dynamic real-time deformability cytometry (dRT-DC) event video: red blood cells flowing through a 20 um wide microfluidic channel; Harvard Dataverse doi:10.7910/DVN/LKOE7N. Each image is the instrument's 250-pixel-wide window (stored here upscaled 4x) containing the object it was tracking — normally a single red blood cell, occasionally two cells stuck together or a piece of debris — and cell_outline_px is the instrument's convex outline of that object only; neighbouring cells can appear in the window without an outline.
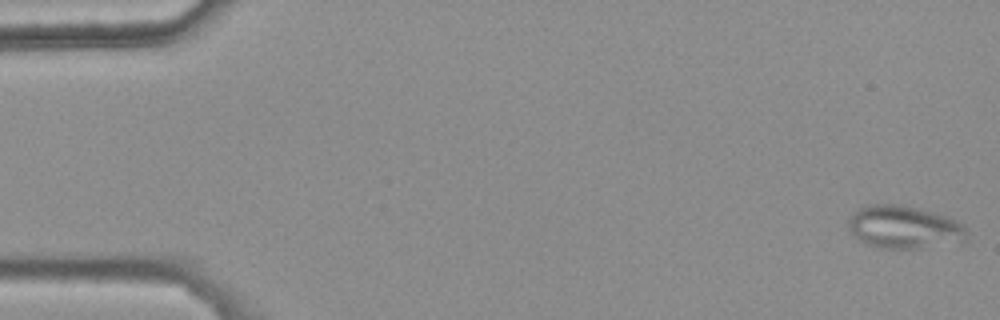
{"species": "common noctule bat (a hibernating species)", "species_latin": "Nyctalus noctula", "temperature_condition": "warm", "stored_images_in_passage": 46, "camera_frame_rate_fps": 3000, "um_per_image_px": 0.085, "animal": {"sex": "female", "body_mass_g": 25.1}, "frame": {"image": 1, "passage_image": 1, "time_ms": 0.0, "image_size_px": [1000, 320], "cell_outline_px": [[968, 240], [920, 248], [880, 248], [868, 244], [852, 236], [848, 232], [848, 220], [860, 208], [872, 204], [896, 204], [920, 208], [948, 216], [964, 224], [968, 232]], "centroid_in_image_um": [76.87, 19.31], "position_along_channel_um": 8.1, "area_um2": 29.71}}
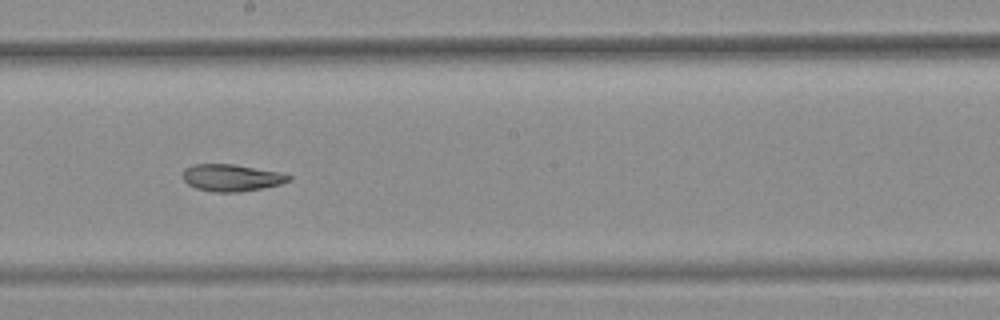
{"frame": {"image": 2, "passage_image": 30, "time_ms": 9.667, "image_size_px": [1000, 320], "cell_outline_px": [[292, 180], [280, 184], [240, 192], [212, 192], [196, 188], [188, 184], [180, 176], [184, 168], [192, 164], [232, 164], [280, 172], [292, 176]], "centroid_in_image_um": [19.64, 15.1], "position_along_channel_um": 228.6, "area_um2": 16.76}}
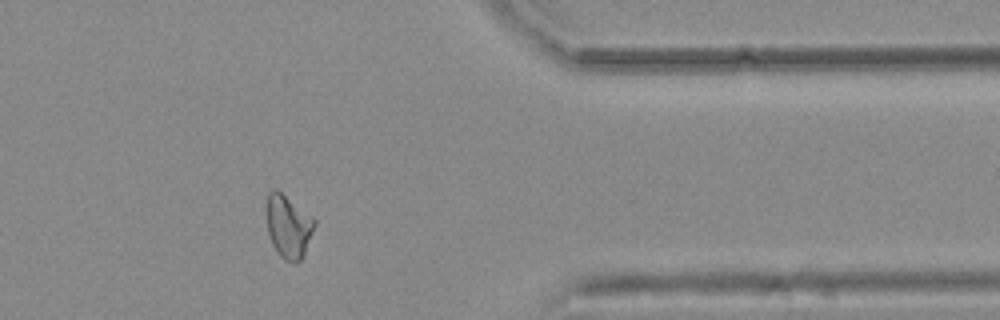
{"frame": {"image": 3, "passage_image": 44, "time_ms": 14.333, "image_size_px": [1000, 320], "cell_outline_px": [[316, 224], [304, 252], [300, 260], [296, 264], [292, 264], [284, 260], [276, 252], [272, 244], [268, 232], [264, 208], [268, 192], [272, 188], [276, 188], [312, 216], [316, 220]], "centroid_in_image_um": [24.46, 19.22], "position_along_channel_um": 386.9, "area_um2": 18.03}, "authors_computed_cell_mechanics": {"area_um2": 18.0336, "velocity_mm_per_s": 3.7595, "shape_relaxation_time_tau1_ms": null, "shape_relaxation_time_tau2_ms": 3.6877, "deformation_change_tau1": null, "deformation_change_tau2": 0.0918}}